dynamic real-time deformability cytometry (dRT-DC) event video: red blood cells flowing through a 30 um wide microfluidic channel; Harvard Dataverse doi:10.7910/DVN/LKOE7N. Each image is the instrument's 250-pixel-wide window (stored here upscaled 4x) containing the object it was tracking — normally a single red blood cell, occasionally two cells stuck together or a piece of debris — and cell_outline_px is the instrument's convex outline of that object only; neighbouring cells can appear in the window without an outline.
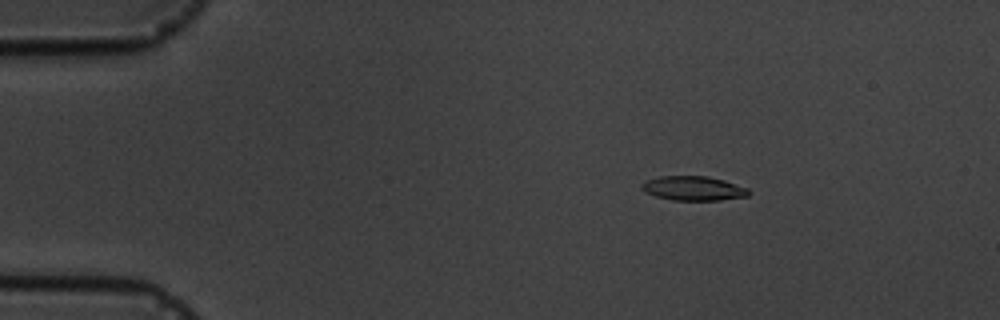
{"species": "common noctule bat (a hibernating species)", "species_latin": "Nyctalus noctula", "temperature_condition": "cold", "stored_images_in_passage": 4, "camera_frame_rate_fps": 3000, "um_per_image_px": 0.085, "animal": {"sex": "male", "body_mass_g": 19.5, "forearm_length_mm": 54.6}, "frame": {"image": 1, "passage_image": 2, "time_ms": 2.0, "image_size_px": [1000, 320], "cell_outline_px": [[752, 192], [748, 196], [720, 200], [672, 200], [656, 196], [644, 192], [640, 184], [644, 180], [660, 176], [708, 176], [724, 180], [748, 188]], "centroid_in_image_um": [58.93, 16.0], "position_along_channel_um": 26.1, "area_um2": 15.32}}